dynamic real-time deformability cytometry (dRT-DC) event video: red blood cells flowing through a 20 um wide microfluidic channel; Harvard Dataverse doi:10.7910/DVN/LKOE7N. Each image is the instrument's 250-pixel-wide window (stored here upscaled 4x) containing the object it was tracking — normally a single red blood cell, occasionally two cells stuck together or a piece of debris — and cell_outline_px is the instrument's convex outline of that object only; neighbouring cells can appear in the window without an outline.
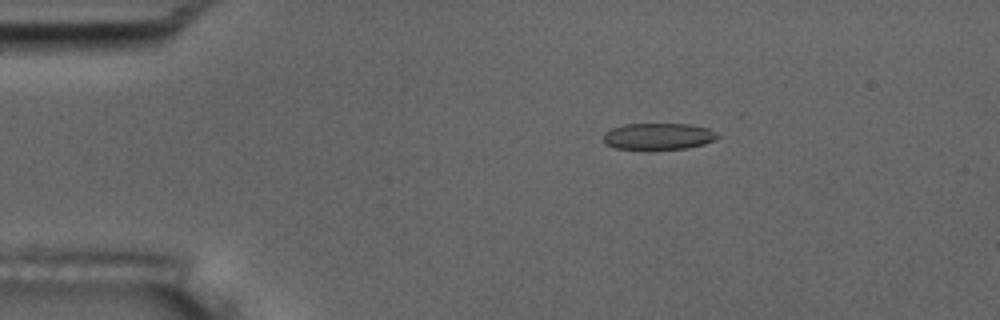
{"species": "common noctule bat (a hibernating species)", "species_latin": "Nyctalus noctula", "temperature_condition": "room temperature", "stored_images_in_passage": 5, "camera_frame_rate_fps": 3000, "um_per_image_px": 0.085, "animal": {"sex": "male", "body_mass_g": 17.5, "forearm_length_mm": 52.3}, "frame": {"image": 1, "passage_image": 3, "time_ms": 2.0, "image_size_px": [1000, 320], "cell_outline_px": [[720, 136], [716, 140], [704, 144], [688, 148], [648, 152], [616, 148], [604, 144], [604, 132], [612, 128], [624, 124], [692, 124], [708, 128], [716, 132]], "centroid_in_image_um": [55.96, 11.63], "position_along_channel_um": 29.0, "area_um2": 18.55}}